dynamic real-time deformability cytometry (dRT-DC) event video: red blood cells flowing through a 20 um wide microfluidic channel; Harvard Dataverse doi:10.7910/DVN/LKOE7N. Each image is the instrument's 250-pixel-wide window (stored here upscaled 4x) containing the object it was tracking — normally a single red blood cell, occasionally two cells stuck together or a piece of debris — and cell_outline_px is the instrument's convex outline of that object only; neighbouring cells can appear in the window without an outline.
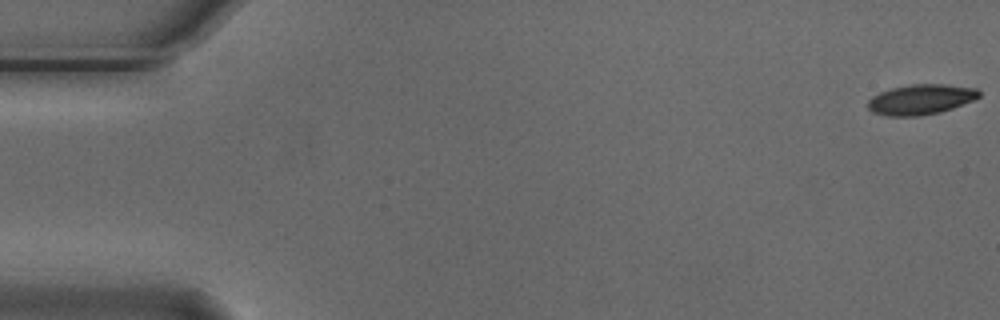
{"species": "Egyptian fruit bat (a non-hibernating species)", "species_latin": "Rousettus aegyptiacus", "temperature_condition": "cold", "stored_images_in_passage": 4, "camera_frame_rate_fps": 3000, "um_per_image_px": 0.085, "animal": {"sex": "male"}, "frame": {"image": 1, "passage_image": 1, "time_ms": 0.0, "image_size_px": [1000, 320], "cell_outline_px": [[980, 96], [972, 100], [952, 108], [940, 112], [920, 116], [888, 116], [872, 112], [868, 108], [868, 100], [872, 96], [880, 92], [892, 88], [912, 84], [944, 84], [976, 88], [980, 92]], "centroid_in_image_um": [78.24, 8.45], "position_along_channel_um": 6.8, "area_um2": 19.48}}